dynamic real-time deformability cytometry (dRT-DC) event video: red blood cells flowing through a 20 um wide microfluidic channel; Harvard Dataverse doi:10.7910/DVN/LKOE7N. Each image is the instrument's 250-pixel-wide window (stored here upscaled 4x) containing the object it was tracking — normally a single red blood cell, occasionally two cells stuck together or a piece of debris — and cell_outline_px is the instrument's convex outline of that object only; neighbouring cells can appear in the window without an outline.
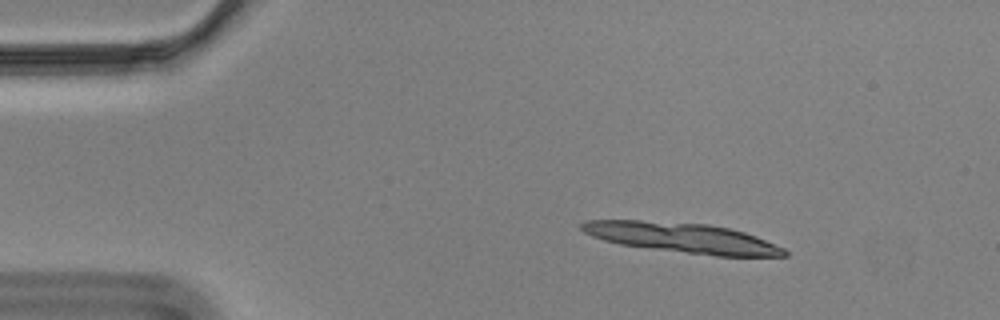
{"species": "Egyptian fruit bat (a non-hibernating species)", "species_latin": "Rousettus aegyptiacus", "temperature_condition": "cold", "stored_images_in_passage": 14, "camera_frame_rate_fps": 3000, "um_per_image_px": 0.085, "animal": {"sex": "male"}, "frame": {"image": 1, "passage_image": 7, "time_ms": 2.0, "image_size_px": [1000, 320], "cell_outline_px": [[788, 256], [716, 256], [620, 244], [604, 240], [592, 236], [584, 232], [580, 228], [580, 224], [584, 220], [640, 220], [708, 224], [728, 228], [744, 232], [756, 236], [784, 248], [788, 252]], "centroid_in_image_um": [57.99, 20.2], "position_along_channel_um": 27.0, "area_um2": 35.14}}